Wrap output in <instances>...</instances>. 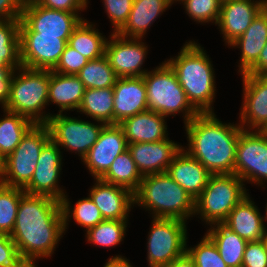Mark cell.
Here are the masks:
<instances>
[{
    "mask_svg": "<svg viewBox=\"0 0 267 267\" xmlns=\"http://www.w3.org/2000/svg\"><path fill=\"white\" fill-rule=\"evenodd\" d=\"M244 74L267 76V43L260 52L257 62Z\"/></svg>",
    "mask_w": 267,
    "mask_h": 267,
    "instance_id": "cell-47",
    "label": "cell"
},
{
    "mask_svg": "<svg viewBox=\"0 0 267 267\" xmlns=\"http://www.w3.org/2000/svg\"><path fill=\"white\" fill-rule=\"evenodd\" d=\"M86 89L113 87L118 79L105 55L89 60L76 75Z\"/></svg>",
    "mask_w": 267,
    "mask_h": 267,
    "instance_id": "cell-35",
    "label": "cell"
},
{
    "mask_svg": "<svg viewBox=\"0 0 267 267\" xmlns=\"http://www.w3.org/2000/svg\"><path fill=\"white\" fill-rule=\"evenodd\" d=\"M171 6L168 0H133L128 20L117 33L127 38H143L156 19Z\"/></svg>",
    "mask_w": 267,
    "mask_h": 267,
    "instance_id": "cell-26",
    "label": "cell"
},
{
    "mask_svg": "<svg viewBox=\"0 0 267 267\" xmlns=\"http://www.w3.org/2000/svg\"><path fill=\"white\" fill-rule=\"evenodd\" d=\"M39 5L53 10L82 12L87 9L88 0H35Z\"/></svg>",
    "mask_w": 267,
    "mask_h": 267,
    "instance_id": "cell-44",
    "label": "cell"
},
{
    "mask_svg": "<svg viewBox=\"0 0 267 267\" xmlns=\"http://www.w3.org/2000/svg\"><path fill=\"white\" fill-rule=\"evenodd\" d=\"M88 61L86 57L67 44L52 71L64 75H77Z\"/></svg>",
    "mask_w": 267,
    "mask_h": 267,
    "instance_id": "cell-41",
    "label": "cell"
},
{
    "mask_svg": "<svg viewBox=\"0 0 267 267\" xmlns=\"http://www.w3.org/2000/svg\"><path fill=\"white\" fill-rule=\"evenodd\" d=\"M205 233L216 245L221 258L228 267H242L243 254L248 241L227 228L223 223L208 225Z\"/></svg>",
    "mask_w": 267,
    "mask_h": 267,
    "instance_id": "cell-28",
    "label": "cell"
},
{
    "mask_svg": "<svg viewBox=\"0 0 267 267\" xmlns=\"http://www.w3.org/2000/svg\"><path fill=\"white\" fill-rule=\"evenodd\" d=\"M128 220L104 219L86 232V240L99 247H115L120 244L126 234Z\"/></svg>",
    "mask_w": 267,
    "mask_h": 267,
    "instance_id": "cell-36",
    "label": "cell"
},
{
    "mask_svg": "<svg viewBox=\"0 0 267 267\" xmlns=\"http://www.w3.org/2000/svg\"><path fill=\"white\" fill-rule=\"evenodd\" d=\"M186 252L193 259L195 267H228L206 234L196 246L186 247Z\"/></svg>",
    "mask_w": 267,
    "mask_h": 267,
    "instance_id": "cell-38",
    "label": "cell"
},
{
    "mask_svg": "<svg viewBox=\"0 0 267 267\" xmlns=\"http://www.w3.org/2000/svg\"><path fill=\"white\" fill-rule=\"evenodd\" d=\"M148 234L147 262L149 267L170 264L186 252V222L179 219L153 218Z\"/></svg>",
    "mask_w": 267,
    "mask_h": 267,
    "instance_id": "cell-9",
    "label": "cell"
},
{
    "mask_svg": "<svg viewBox=\"0 0 267 267\" xmlns=\"http://www.w3.org/2000/svg\"><path fill=\"white\" fill-rule=\"evenodd\" d=\"M134 204L150 211L152 218L179 219L195 217V200L166 172L144 175L133 193Z\"/></svg>",
    "mask_w": 267,
    "mask_h": 267,
    "instance_id": "cell-4",
    "label": "cell"
},
{
    "mask_svg": "<svg viewBox=\"0 0 267 267\" xmlns=\"http://www.w3.org/2000/svg\"><path fill=\"white\" fill-rule=\"evenodd\" d=\"M0 267H28L10 235L5 233H0Z\"/></svg>",
    "mask_w": 267,
    "mask_h": 267,
    "instance_id": "cell-42",
    "label": "cell"
},
{
    "mask_svg": "<svg viewBox=\"0 0 267 267\" xmlns=\"http://www.w3.org/2000/svg\"><path fill=\"white\" fill-rule=\"evenodd\" d=\"M187 15L197 23L211 22L216 25L219 19L220 0H182Z\"/></svg>",
    "mask_w": 267,
    "mask_h": 267,
    "instance_id": "cell-39",
    "label": "cell"
},
{
    "mask_svg": "<svg viewBox=\"0 0 267 267\" xmlns=\"http://www.w3.org/2000/svg\"><path fill=\"white\" fill-rule=\"evenodd\" d=\"M265 211L266 212H265V215L263 216V219H264V221L267 222V203H266V210Z\"/></svg>",
    "mask_w": 267,
    "mask_h": 267,
    "instance_id": "cell-52",
    "label": "cell"
},
{
    "mask_svg": "<svg viewBox=\"0 0 267 267\" xmlns=\"http://www.w3.org/2000/svg\"><path fill=\"white\" fill-rule=\"evenodd\" d=\"M106 14L110 19L113 33H117L127 22L133 0H102Z\"/></svg>",
    "mask_w": 267,
    "mask_h": 267,
    "instance_id": "cell-40",
    "label": "cell"
},
{
    "mask_svg": "<svg viewBox=\"0 0 267 267\" xmlns=\"http://www.w3.org/2000/svg\"><path fill=\"white\" fill-rule=\"evenodd\" d=\"M23 188L7 186L0 182V233L10 235L14 229Z\"/></svg>",
    "mask_w": 267,
    "mask_h": 267,
    "instance_id": "cell-37",
    "label": "cell"
},
{
    "mask_svg": "<svg viewBox=\"0 0 267 267\" xmlns=\"http://www.w3.org/2000/svg\"><path fill=\"white\" fill-rule=\"evenodd\" d=\"M234 174L247 183L267 182V131L242 130L236 146Z\"/></svg>",
    "mask_w": 267,
    "mask_h": 267,
    "instance_id": "cell-11",
    "label": "cell"
},
{
    "mask_svg": "<svg viewBox=\"0 0 267 267\" xmlns=\"http://www.w3.org/2000/svg\"><path fill=\"white\" fill-rule=\"evenodd\" d=\"M267 43V10H262L246 31L228 46L241 49L238 73H246L258 60Z\"/></svg>",
    "mask_w": 267,
    "mask_h": 267,
    "instance_id": "cell-25",
    "label": "cell"
},
{
    "mask_svg": "<svg viewBox=\"0 0 267 267\" xmlns=\"http://www.w3.org/2000/svg\"><path fill=\"white\" fill-rule=\"evenodd\" d=\"M261 0H229L221 3L217 26L226 45L241 36L263 10Z\"/></svg>",
    "mask_w": 267,
    "mask_h": 267,
    "instance_id": "cell-19",
    "label": "cell"
},
{
    "mask_svg": "<svg viewBox=\"0 0 267 267\" xmlns=\"http://www.w3.org/2000/svg\"><path fill=\"white\" fill-rule=\"evenodd\" d=\"M244 181L235 174H211L195 199L194 215L206 224L222 223L230 211L249 194Z\"/></svg>",
    "mask_w": 267,
    "mask_h": 267,
    "instance_id": "cell-7",
    "label": "cell"
},
{
    "mask_svg": "<svg viewBox=\"0 0 267 267\" xmlns=\"http://www.w3.org/2000/svg\"><path fill=\"white\" fill-rule=\"evenodd\" d=\"M14 69L12 67L0 68V104L3 109L10 98L11 82Z\"/></svg>",
    "mask_w": 267,
    "mask_h": 267,
    "instance_id": "cell-46",
    "label": "cell"
},
{
    "mask_svg": "<svg viewBox=\"0 0 267 267\" xmlns=\"http://www.w3.org/2000/svg\"><path fill=\"white\" fill-rule=\"evenodd\" d=\"M25 0H0V21L20 19Z\"/></svg>",
    "mask_w": 267,
    "mask_h": 267,
    "instance_id": "cell-45",
    "label": "cell"
},
{
    "mask_svg": "<svg viewBox=\"0 0 267 267\" xmlns=\"http://www.w3.org/2000/svg\"><path fill=\"white\" fill-rule=\"evenodd\" d=\"M95 26L87 19L82 20L67 42L88 60L100 58L105 54L107 38Z\"/></svg>",
    "mask_w": 267,
    "mask_h": 267,
    "instance_id": "cell-29",
    "label": "cell"
},
{
    "mask_svg": "<svg viewBox=\"0 0 267 267\" xmlns=\"http://www.w3.org/2000/svg\"><path fill=\"white\" fill-rule=\"evenodd\" d=\"M160 267H195L193 259L185 252L182 256L173 260L170 264Z\"/></svg>",
    "mask_w": 267,
    "mask_h": 267,
    "instance_id": "cell-48",
    "label": "cell"
},
{
    "mask_svg": "<svg viewBox=\"0 0 267 267\" xmlns=\"http://www.w3.org/2000/svg\"><path fill=\"white\" fill-rule=\"evenodd\" d=\"M105 45V56L118 78L142 77L148 69L141 67L146 59L148 47L142 38H127L111 33ZM142 68V69H141Z\"/></svg>",
    "mask_w": 267,
    "mask_h": 267,
    "instance_id": "cell-13",
    "label": "cell"
},
{
    "mask_svg": "<svg viewBox=\"0 0 267 267\" xmlns=\"http://www.w3.org/2000/svg\"><path fill=\"white\" fill-rule=\"evenodd\" d=\"M60 202L64 221V232L68 229V222H70L69 219L71 217L78 226L80 225L81 227L86 228V232L104 220L100 210L89 195L87 198L79 199L75 203L74 208L71 206L72 203L67 195H65Z\"/></svg>",
    "mask_w": 267,
    "mask_h": 267,
    "instance_id": "cell-33",
    "label": "cell"
},
{
    "mask_svg": "<svg viewBox=\"0 0 267 267\" xmlns=\"http://www.w3.org/2000/svg\"><path fill=\"white\" fill-rule=\"evenodd\" d=\"M263 241H264L266 249H267V228H265V231H264Z\"/></svg>",
    "mask_w": 267,
    "mask_h": 267,
    "instance_id": "cell-50",
    "label": "cell"
},
{
    "mask_svg": "<svg viewBox=\"0 0 267 267\" xmlns=\"http://www.w3.org/2000/svg\"><path fill=\"white\" fill-rule=\"evenodd\" d=\"M177 75L192 107L198 113H214L215 69L204 47L195 41L184 44L178 55L166 61Z\"/></svg>",
    "mask_w": 267,
    "mask_h": 267,
    "instance_id": "cell-3",
    "label": "cell"
},
{
    "mask_svg": "<svg viewBox=\"0 0 267 267\" xmlns=\"http://www.w3.org/2000/svg\"><path fill=\"white\" fill-rule=\"evenodd\" d=\"M82 20L84 17L79 12L48 9L35 0H25L19 31H34L40 35L60 36V39L68 40Z\"/></svg>",
    "mask_w": 267,
    "mask_h": 267,
    "instance_id": "cell-12",
    "label": "cell"
},
{
    "mask_svg": "<svg viewBox=\"0 0 267 267\" xmlns=\"http://www.w3.org/2000/svg\"><path fill=\"white\" fill-rule=\"evenodd\" d=\"M63 233L65 235L60 201L27 193L20 198L10 237L28 267H37L35 263L40 258L52 257Z\"/></svg>",
    "mask_w": 267,
    "mask_h": 267,
    "instance_id": "cell-1",
    "label": "cell"
},
{
    "mask_svg": "<svg viewBox=\"0 0 267 267\" xmlns=\"http://www.w3.org/2000/svg\"><path fill=\"white\" fill-rule=\"evenodd\" d=\"M0 118V161L9 156L21 142L23 136L34 125L28 118L3 109Z\"/></svg>",
    "mask_w": 267,
    "mask_h": 267,
    "instance_id": "cell-31",
    "label": "cell"
},
{
    "mask_svg": "<svg viewBox=\"0 0 267 267\" xmlns=\"http://www.w3.org/2000/svg\"><path fill=\"white\" fill-rule=\"evenodd\" d=\"M143 176L138 171L129 150L117 156L108 171L100 178L102 181L122 186L134 193Z\"/></svg>",
    "mask_w": 267,
    "mask_h": 267,
    "instance_id": "cell-32",
    "label": "cell"
},
{
    "mask_svg": "<svg viewBox=\"0 0 267 267\" xmlns=\"http://www.w3.org/2000/svg\"><path fill=\"white\" fill-rule=\"evenodd\" d=\"M62 155L60 148L50 140L40 153L31 181L23 188L25 193L62 200L67 194L59 185L61 166H63Z\"/></svg>",
    "mask_w": 267,
    "mask_h": 267,
    "instance_id": "cell-14",
    "label": "cell"
},
{
    "mask_svg": "<svg viewBox=\"0 0 267 267\" xmlns=\"http://www.w3.org/2000/svg\"><path fill=\"white\" fill-rule=\"evenodd\" d=\"M166 117L147 110L126 118L118 125L123 129L127 144L150 143L168 138Z\"/></svg>",
    "mask_w": 267,
    "mask_h": 267,
    "instance_id": "cell-23",
    "label": "cell"
},
{
    "mask_svg": "<svg viewBox=\"0 0 267 267\" xmlns=\"http://www.w3.org/2000/svg\"><path fill=\"white\" fill-rule=\"evenodd\" d=\"M182 147L168 137L157 142L128 144L127 149L138 171L144 176L165 173Z\"/></svg>",
    "mask_w": 267,
    "mask_h": 267,
    "instance_id": "cell-18",
    "label": "cell"
},
{
    "mask_svg": "<svg viewBox=\"0 0 267 267\" xmlns=\"http://www.w3.org/2000/svg\"><path fill=\"white\" fill-rule=\"evenodd\" d=\"M242 267H267V249L263 240L247 243Z\"/></svg>",
    "mask_w": 267,
    "mask_h": 267,
    "instance_id": "cell-43",
    "label": "cell"
},
{
    "mask_svg": "<svg viewBox=\"0 0 267 267\" xmlns=\"http://www.w3.org/2000/svg\"><path fill=\"white\" fill-rule=\"evenodd\" d=\"M113 93V125L148 110L143 76L118 78Z\"/></svg>",
    "mask_w": 267,
    "mask_h": 267,
    "instance_id": "cell-21",
    "label": "cell"
},
{
    "mask_svg": "<svg viewBox=\"0 0 267 267\" xmlns=\"http://www.w3.org/2000/svg\"><path fill=\"white\" fill-rule=\"evenodd\" d=\"M49 82L48 69L21 66L14 70L10 98L3 109L18 113L34 124H46L52 115L43 111L48 106Z\"/></svg>",
    "mask_w": 267,
    "mask_h": 267,
    "instance_id": "cell-5",
    "label": "cell"
},
{
    "mask_svg": "<svg viewBox=\"0 0 267 267\" xmlns=\"http://www.w3.org/2000/svg\"><path fill=\"white\" fill-rule=\"evenodd\" d=\"M51 140L46 124H34L14 151L1 161L0 182L24 188L32 179L43 147Z\"/></svg>",
    "mask_w": 267,
    "mask_h": 267,
    "instance_id": "cell-8",
    "label": "cell"
},
{
    "mask_svg": "<svg viewBox=\"0 0 267 267\" xmlns=\"http://www.w3.org/2000/svg\"><path fill=\"white\" fill-rule=\"evenodd\" d=\"M89 197L100 210L104 219L128 220L134 205L133 193L122 186L110 184L101 179H94Z\"/></svg>",
    "mask_w": 267,
    "mask_h": 267,
    "instance_id": "cell-20",
    "label": "cell"
},
{
    "mask_svg": "<svg viewBox=\"0 0 267 267\" xmlns=\"http://www.w3.org/2000/svg\"><path fill=\"white\" fill-rule=\"evenodd\" d=\"M20 19L0 21V68L22 66L20 60Z\"/></svg>",
    "mask_w": 267,
    "mask_h": 267,
    "instance_id": "cell-34",
    "label": "cell"
},
{
    "mask_svg": "<svg viewBox=\"0 0 267 267\" xmlns=\"http://www.w3.org/2000/svg\"><path fill=\"white\" fill-rule=\"evenodd\" d=\"M143 79L146 85L148 110L166 118L181 112L184 124L199 114L189 103L177 75L166 61L146 72Z\"/></svg>",
    "mask_w": 267,
    "mask_h": 267,
    "instance_id": "cell-6",
    "label": "cell"
},
{
    "mask_svg": "<svg viewBox=\"0 0 267 267\" xmlns=\"http://www.w3.org/2000/svg\"><path fill=\"white\" fill-rule=\"evenodd\" d=\"M19 38L21 64L32 69L52 70L68 42L60 36L40 35L34 31H19Z\"/></svg>",
    "mask_w": 267,
    "mask_h": 267,
    "instance_id": "cell-15",
    "label": "cell"
},
{
    "mask_svg": "<svg viewBox=\"0 0 267 267\" xmlns=\"http://www.w3.org/2000/svg\"><path fill=\"white\" fill-rule=\"evenodd\" d=\"M123 129L118 125H105L94 145L81 160L94 179H100L115 158L127 150Z\"/></svg>",
    "mask_w": 267,
    "mask_h": 267,
    "instance_id": "cell-17",
    "label": "cell"
},
{
    "mask_svg": "<svg viewBox=\"0 0 267 267\" xmlns=\"http://www.w3.org/2000/svg\"><path fill=\"white\" fill-rule=\"evenodd\" d=\"M241 75L243 102L239 125L243 130L267 131V76Z\"/></svg>",
    "mask_w": 267,
    "mask_h": 267,
    "instance_id": "cell-16",
    "label": "cell"
},
{
    "mask_svg": "<svg viewBox=\"0 0 267 267\" xmlns=\"http://www.w3.org/2000/svg\"><path fill=\"white\" fill-rule=\"evenodd\" d=\"M215 113H199L184 124L187 134L185 151L197 159L211 174H234L238 123H223Z\"/></svg>",
    "mask_w": 267,
    "mask_h": 267,
    "instance_id": "cell-2",
    "label": "cell"
},
{
    "mask_svg": "<svg viewBox=\"0 0 267 267\" xmlns=\"http://www.w3.org/2000/svg\"><path fill=\"white\" fill-rule=\"evenodd\" d=\"M248 194L229 213L222 222L248 242L261 241L266 224L255 202Z\"/></svg>",
    "mask_w": 267,
    "mask_h": 267,
    "instance_id": "cell-22",
    "label": "cell"
},
{
    "mask_svg": "<svg viewBox=\"0 0 267 267\" xmlns=\"http://www.w3.org/2000/svg\"><path fill=\"white\" fill-rule=\"evenodd\" d=\"M263 3L264 10H267V0H261Z\"/></svg>",
    "mask_w": 267,
    "mask_h": 267,
    "instance_id": "cell-51",
    "label": "cell"
},
{
    "mask_svg": "<svg viewBox=\"0 0 267 267\" xmlns=\"http://www.w3.org/2000/svg\"><path fill=\"white\" fill-rule=\"evenodd\" d=\"M168 1H169L171 4H173L174 2H177V1L180 3L182 0H168Z\"/></svg>",
    "mask_w": 267,
    "mask_h": 267,
    "instance_id": "cell-53",
    "label": "cell"
},
{
    "mask_svg": "<svg viewBox=\"0 0 267 267\" xmlns=\"http://www.w3.org/2000/svg\"><path fill=\"white\" fill-rule=\"evenodd\" d=\"M104 267H133L129 259L126 257H122V255H116L114 257H110Z\"/></svg>",
    "mask_w": 267,
    "mask_h": 267,
    "instance_id": "cell-49",
    "label": "cell"
},
{
    "mask_svg": "<svg viewBox=\"0 0 267 267\" xmlns=\"http://www.w3.org/2000/svg\"><path fill=\"white\" fill-rule=\"evenodd\" d=\"M85 121L66 114L58 113L49 117L46 125L50 132L51 140L60 148L78 153L81 160L97 141L98 136L105 126L96 121Z\"/></svg>",
    "mask_w": 267,
    "mask_h": 267,
    "instance_id": "cell-10",
    "label": "cell"
},
{
    "mask_svg": "<svg viewBox=\"0 0 267 267\" xmlns=\"http://www.w3.org/2000/svg\"><path fill=\"white\" fill-rule=\"evenodd\" d=\"M166 173L194 200L202 193L211 173L184 149L174 157Z\"/></svg>",
    "mask_w": 267,
    "mask_h": 267,
    "instance_id": "cell-24",
    "label": "cell"
},
{
    "mask_svg": "<svg viewBox=\"0 0 267 267\" xmlns=\"http://www.w3.org/2000/svg\"><path fill=\"white\" fill-rule=\"evenodd\" d=\"M83 82L76 75H64L50 70L48 105L56 104L58 113L78 110L85 92Z\"/></svg>",
    "mask_w": 267,
    "mask_h": 267,
    "instance_id": "cell-27",
    "label": "cell"
},
{
    "mask_svg": "<svg viewBox=\"0 0 267 267\" xmlns=\"http://www.w3.org/2000/svg\"><path fill=\"white\" fill-rule=\"evenodd\" d=\"M113 104V87L85 89L82 103L77 112L105 125H113Z\"/></svg>",
    "mask_w": 267,
    "mask_h": 267,
    "instance_id": "cell-30",
    "label": "cell"
}]
</instances>
